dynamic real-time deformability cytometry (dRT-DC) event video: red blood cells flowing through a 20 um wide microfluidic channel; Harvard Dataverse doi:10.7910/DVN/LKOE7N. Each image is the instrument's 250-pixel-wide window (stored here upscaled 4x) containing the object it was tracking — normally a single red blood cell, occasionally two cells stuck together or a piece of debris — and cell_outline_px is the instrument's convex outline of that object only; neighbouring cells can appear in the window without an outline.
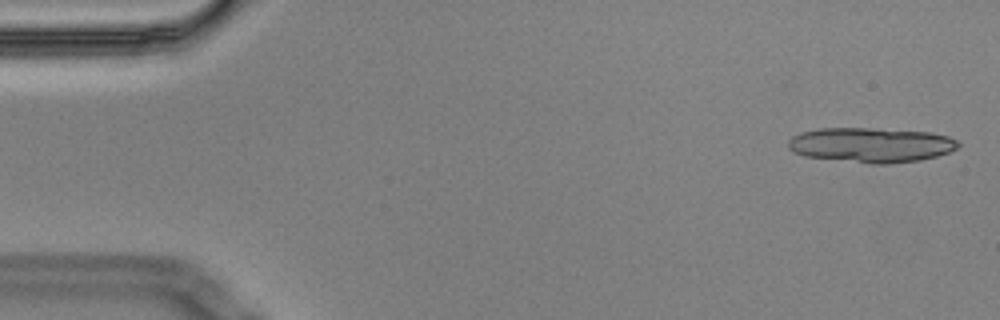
{"species": "Egyptian fruit bat (a non-hibernating species)", "species_latin": "Rousettus aegyptiacus", "temperature_condition": "cold", "stored_images_in_passage": 4, "camera_frame_rate_fps": 3000, "um_per_image_px": 0.085, "animal": {"sex": "male"}, "frame": {"image": 1, "passage_image": 1, "time_ms": 0.0, "image_size_px": [1000, 320], "cell_outline_px": [[960, 144], [956, 148], [948, 152], [936, 156], [920, 160], [888, 164], [872, 164], [804, 156], [792, 152], [788, 148], [788, 140], [792, 136], [800, 132], [820, 128], [872, 128], [932, 132], [948, 136], [956, 140]], "centroid_in_image_um": [74.01, 12.32], "position_along_channel_um": 11.0, "area_um2": 34.68}}